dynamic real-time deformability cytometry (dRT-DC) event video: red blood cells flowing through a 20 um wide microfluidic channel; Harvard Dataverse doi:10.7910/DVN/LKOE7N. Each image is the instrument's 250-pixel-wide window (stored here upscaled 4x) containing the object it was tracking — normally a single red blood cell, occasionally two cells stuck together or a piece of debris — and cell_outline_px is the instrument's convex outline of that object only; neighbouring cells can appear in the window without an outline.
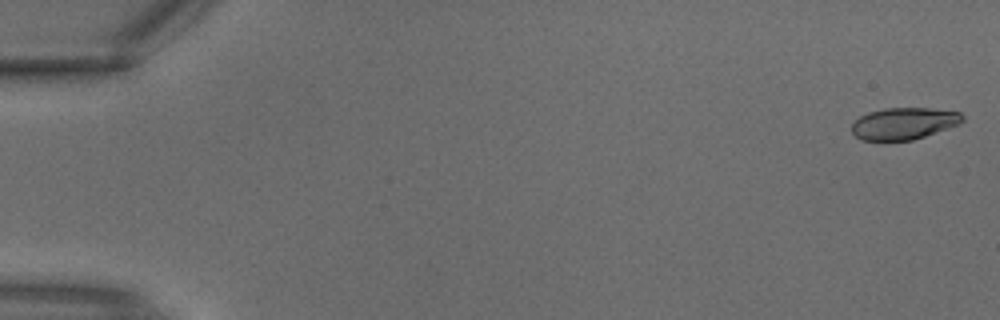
{"species": "common noctule bat (a hibernating species)", "species_latin": "Nyctalus noctula", "temperature_condition": "warm", "stored_images_in_passage": 3, "camera_frame_rate_fps": 3000, "um_per_image_px": 0.085, "animal": {"sex": "male", "body_mass_g": 18.8}, "frame": {"image": 1, "passage_image": 1, "time_ms": 0.0, "image_size_px": [1000, 320], "cell_outline_px": [[964, 120], [960, 124], [912, 140], [860, 140], [852, 132], [852, 124], [860, 116], [868, 112], [884, 108], [928, 108], [960, 112], [964, 116]], "centroid_in_image_um": [76.83, 10.49], "position_along_channel_um": 8.2, "area_um2": 20.46}}